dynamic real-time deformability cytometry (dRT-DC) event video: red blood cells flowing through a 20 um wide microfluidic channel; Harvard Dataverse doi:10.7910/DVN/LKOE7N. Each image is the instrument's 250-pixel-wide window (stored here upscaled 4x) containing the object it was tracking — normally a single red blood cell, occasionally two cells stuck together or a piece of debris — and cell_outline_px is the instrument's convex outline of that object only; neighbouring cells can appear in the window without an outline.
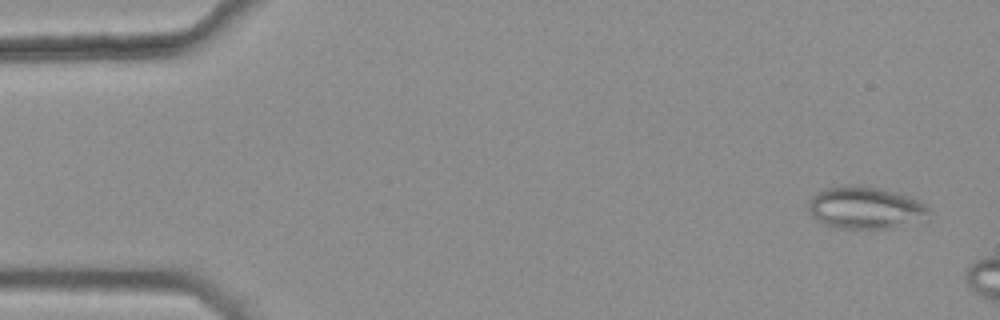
{"species": "common noctule bat (a hibernating species)", "species_latin": "Nyctalus noctula", "temperature_condition": "warm", "stored_images_in_passage": 8, "camera_frame_rate_fps": 3000, "um_per_image_px": 0.085, "animal": {"sex": "female", "body_mass_g": 25.1}, "frame": {"image": 1, "passage_image": 3, "time_ms": 0.667, "image_size_px": [1000, 320], "cell_outline_px": [[928, 220], [892, 228], [836, 228], [824, 224], [816, 220], [812, 216], [808, 208], [808, 204], [812, 196], [816, 192], [824, 188], [848, 184], [856, 184], [880, 188], [896, 192], [920, 200], [928, 208]], "centroid_in_image_um": [73.56, 17.65], "position_along_channel_um": 11.4, "area_um2": 30.11}}